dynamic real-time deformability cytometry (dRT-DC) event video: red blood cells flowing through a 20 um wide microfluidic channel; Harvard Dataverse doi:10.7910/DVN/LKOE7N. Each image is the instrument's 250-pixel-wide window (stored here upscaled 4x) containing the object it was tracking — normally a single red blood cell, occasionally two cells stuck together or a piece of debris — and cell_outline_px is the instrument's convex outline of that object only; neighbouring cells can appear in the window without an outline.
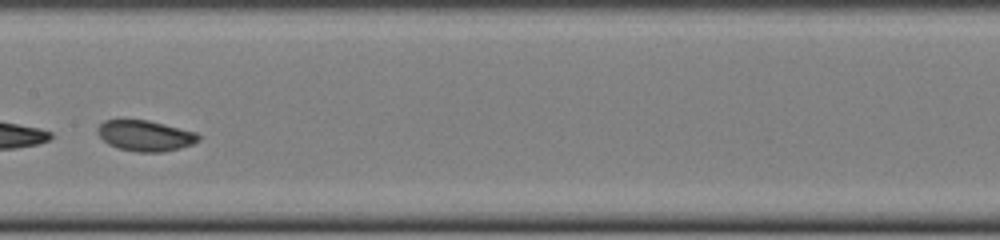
{"species": "common noctule bat (a hibernating species)", "species_latin": "Nyctalus noctula", "temperature_condition": "cold", "stored_images_in_passage": 39, "camera_frame_rate_fps": 3000, "um_per_image_px": 0.085, "animal": {"sex": "female", "body_mass_g": 22.0, "forearm_length_mm": 56.7}, "frame": {"image": 1, "passage_image": 16, "time_ms": 5.0, "image_size_px": [1000, 240], "cell_outline_px": [[200, 140], [192, 144], [180, 148], [160, 152], [136, 152], [120, 148], [108, 144], [96, 132], [96, 128], [104, 120], [148, 120], [196, 132], [200, 136]], "centroid_in_image_um": [12.34, 11.53], "position_along_channel_um": 195.1, "area_um2": 17.98}}
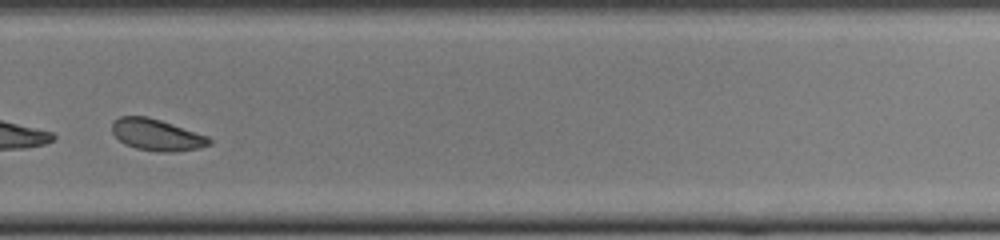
{"frame": {"image": 2, "passage_image": 25, "time_ms": 8.0, "image_size_px": [1000, 240], "cell_outline_px": [[212, 144], [200, 148], [176, 152], [156, 152], [136, 148], [124, 144], [112, 132], [112, 120], [120, 116], [148, 116], [208, 136], [212, 140]], "centroid_in_image_um": [13.33, 11.47], "position_along_channel_um": 316.5, "area_um2": 18.03}}
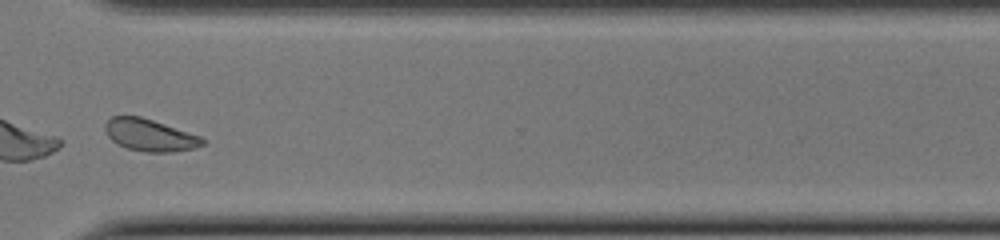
{"frame": {"image": 3, "passage_image": 28, "time_ms": 9.0, "image_size_px": [1000, 240], "cell_outline_px": [[208, 140], [204, 144], [192, 148], [172, 152], [148, 152], [124, 148], [116, 144], [108, 136], [104, 128], [104, 124], [112, 116], [140, 116], [200, 136]], "centroid_in_image_um": [12.71, 11.49], "position_along_channel_um": 357.9, "area_um2": 18.15}, "authors_computed_cell_mechanics": {"area_um2": 18.5538, "velocity_mm_per_s": 4.0439, "shape_relaxation_time_tau1_ms": null, "shape_relaxation_time_tau2_ms": 4.4043, "deformation_change_tau1": null, "deformation_change_tau2": 0.0788}}